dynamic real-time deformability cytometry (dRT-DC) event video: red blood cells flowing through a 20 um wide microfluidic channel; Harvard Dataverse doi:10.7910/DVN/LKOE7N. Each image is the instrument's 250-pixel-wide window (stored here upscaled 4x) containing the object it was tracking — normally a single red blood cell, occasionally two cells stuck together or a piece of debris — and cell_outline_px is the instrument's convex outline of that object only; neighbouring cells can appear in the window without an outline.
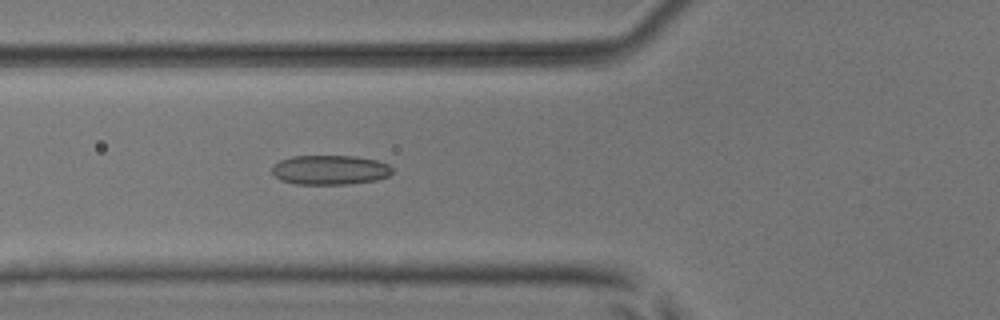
{"species": "common noctule bat (a hibernating species)", "species_latin": "Nyctalus noctula", "temperature_condition": "room temperature", "stored_images_in_passage": 52, "camera_frame_rate_fps": 3000, "um_per_image_px": 0.085, "animal": {"sex": "male", "body_mass_g": 17.9, "forearm_length_mm": 54.2}, "frame": {"image": 1, "passage_image": 20, "time_ms": 6.333, "image_size_px": [1000, 320], "cell_outline_px": [[392, 172], [388, 176], [376, 180], [348, 184], [296, 184], [280, 180], [272, 172], [272, 164], [280, 160], [292, 156], [356, 156], [376, 160], [388, 164], [392, 168]], "centroid_in_image_um": [28.03, 14.44], "position_along_channel_um": 97.8, "area_um2": 20.75}}
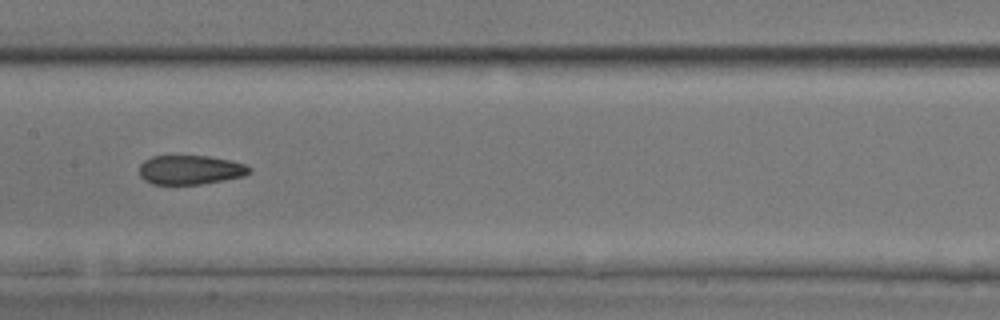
{"frame": {"image": 2, "passage_image": 27, "time_ms": 8.667, "image_size_px": [1000, 320], "cell_outline_px": [[252, 172], [244, 176], [224, 180], [200, 184], [152, 184], [144, 180], [140, 176], [140, 164], [144, 160], [152, 156], [208, 156], [232, 160], [244, 164], [252, 168]], "centroid_in_image_um": [16.2, 14.43], "position_along_channel_um": 191.2, "area_um2": 18.84}}
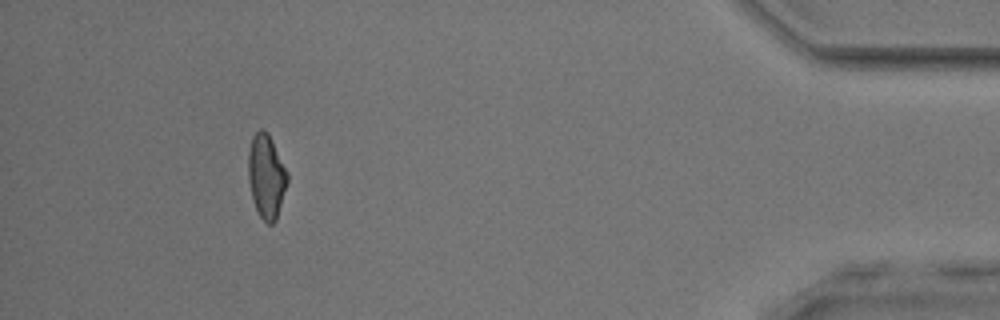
{"frame": {"image": 3, "passage_image": 48, "time_ms": 15.667, "image_size_px": [1000, 320], "cell_outline_px": [[288, 180], [276, 220], [272, 224], [268, 224], [260, 216], [256, 208], [252, 196], [248, 180], [248, 152], [252, 136], [260, 128], [264, 128], [268, 132], [288, 172]], "centroid_in_image_um": [22.63, 14.94], "position_along_channel_um": 412.6, "area_um2": 19.13}, "authors_computed_cell_mechanics": {"area_um2": 19.7965, "velocity_mm_per_s": 4.0054, "shape_relaxation_time_tau1_ms": null, "shape_relaxation_time_tau2_ms": 1.9433, "deformation_change_tau1": null, "deformation_change_tau2": 0.0879}}